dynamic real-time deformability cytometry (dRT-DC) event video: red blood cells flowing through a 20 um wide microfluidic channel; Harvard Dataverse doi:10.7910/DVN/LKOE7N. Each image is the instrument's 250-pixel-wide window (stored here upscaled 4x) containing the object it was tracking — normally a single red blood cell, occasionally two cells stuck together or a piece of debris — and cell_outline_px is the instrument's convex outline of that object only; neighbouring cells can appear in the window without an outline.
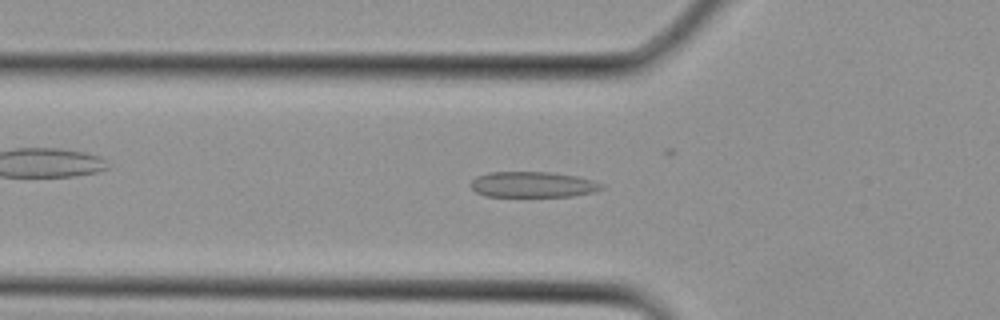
{"species": "Egyptian fruit bat (a non-hibernating species)", "species_latin": "Rousettus aegyptiacus", "temperature_condition": "cold", "stored_images_in_passage": 29, "camera_frame_rate_fps": 3000, "um_per_image_px": 0.085, "animal": {"sex": "female"}, "frame": {"image": 1, "passage_image": 11, "time_ms": 3.333, "image_size_px": [1000, 320], "cell_outline_px": [[604, 188], [596, 192], [572, 196], [484, 196], [476, 192], [468, 184], [476, 176], [488, 172], [552, 172], [576, 176], [592, 180], [600, 184]], "centroid_in_image_um": [45.25, 15.68], "position_along_channel_um": 80.5, "area_um2": 19.65}}
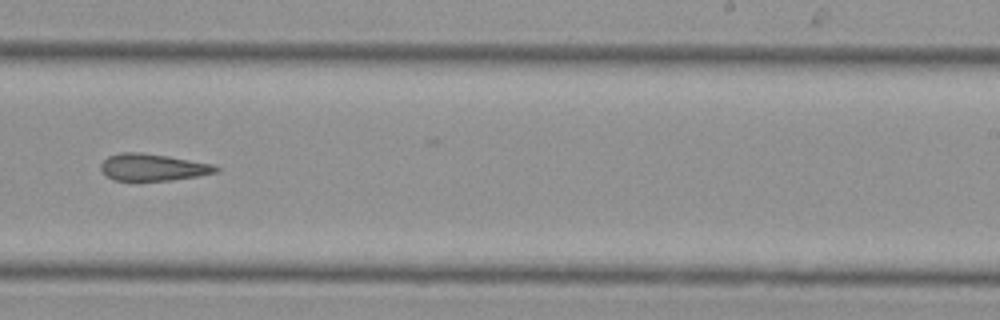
{"frame": {"image": 2, "passage_image": 20, "time_ms": 6.333, "image_size_px": [1000, 320], "cell_outline_px": [[220, 172], [200, 176], [172, 180], [112, 180], [100, 168], [100, 164], [108, 156], [120, 152], [140, 152], [168, 156], [212, 164], [220, 168]], "centroid_in_image_um": [13.02, 14.21], "position_along_channel_um": 276.0, "area_um2": 18.09}}
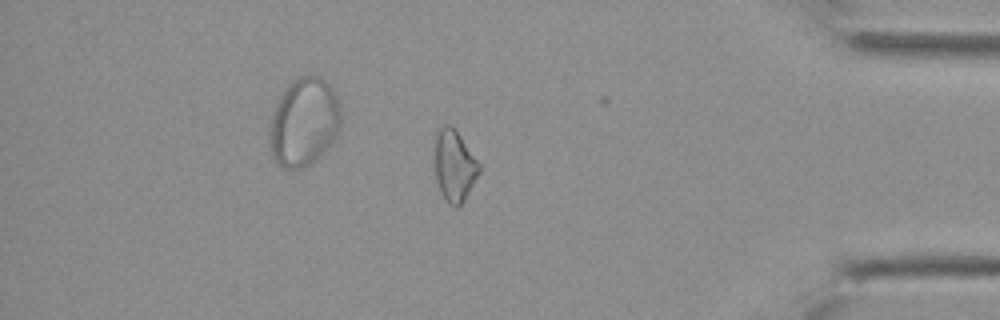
{"frame": {"image": 3, "passage_image": 27, "time_ms": 8.667, "image_size_px": [1000, 320], "cell_outline_px": [[480, 172], [468, 192], [460, 204], [456, 208], [448, 204], [440, 192], [436, 180], [432, 136], [444, 124], [448, 124], [456, 128], [480, 164]], "centroid_in_image_um": [38.57, 14.01], "position_along_channel_um": 396.6, "area_um2": 19.02}}